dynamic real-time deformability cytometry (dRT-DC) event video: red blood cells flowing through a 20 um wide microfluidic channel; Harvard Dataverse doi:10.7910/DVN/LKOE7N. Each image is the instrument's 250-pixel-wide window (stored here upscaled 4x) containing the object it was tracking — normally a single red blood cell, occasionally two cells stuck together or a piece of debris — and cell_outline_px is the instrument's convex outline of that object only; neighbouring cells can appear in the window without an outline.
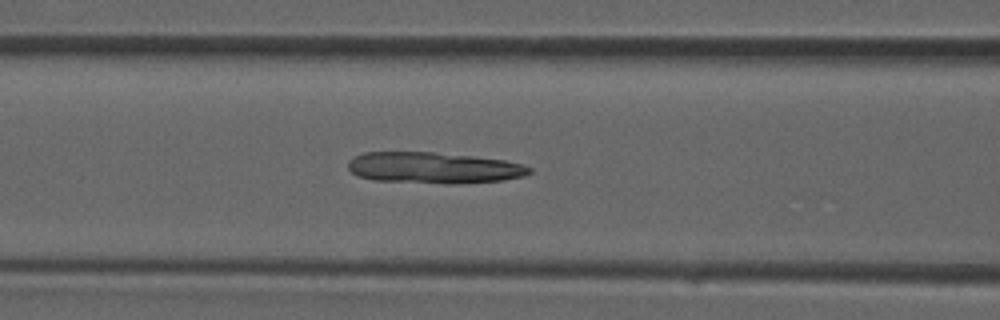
{"species": "common noctule bat (a hibernating species)", "species_latin": "Nyctalus noctula", "temperature_condition": "room temperature", "stored_images_in_passage": 31, "camera_frame_rate_fps": 3000, "um_per_image_px": 0.085, "animal": {"sex": "male", "forearm_length_mm": 52.5}, "frame": {"image": 1, "passage_image": 14, "time_ms": 4.333, "image_size_px": [1000, 320], "cell_outline_px": [[532, 172], [524, 176], [504, 180], [376, 180], [356, 176], [348, 168], [348, 160], [352, 156], [364, 152], [432, 152], [472, 156], [504, 160], [524, 164], [532, 168]], "centroid_in_image_um": [36.81, 14.19], "position_along_channel_um": 129.8, "area_um2": 31.27}}
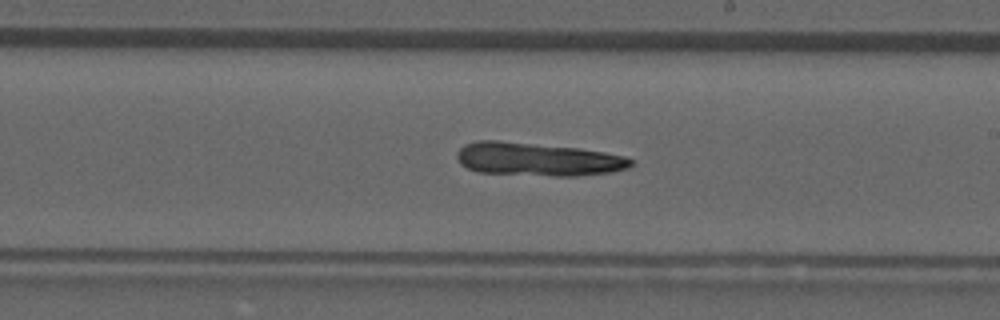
{"frame": {"image": 2, "passage_image": 20, "time_ms": 6.333, "image_size_px": [1000, 320], "cell_outline_px": [[632, 164], [628, 168], [612, 172], [576, 176], [556, 176], [476, 172], [460, 164], [456, 156], [456, 152], [464, 144], [476, 140], [500, 140], [580, 148], [604, 152], [624, 156], [632, 160]], "centroid_in_image_um": [45.66, 13.53], "position_along_channel_um": 243.3, "area_um2": 33.99}}
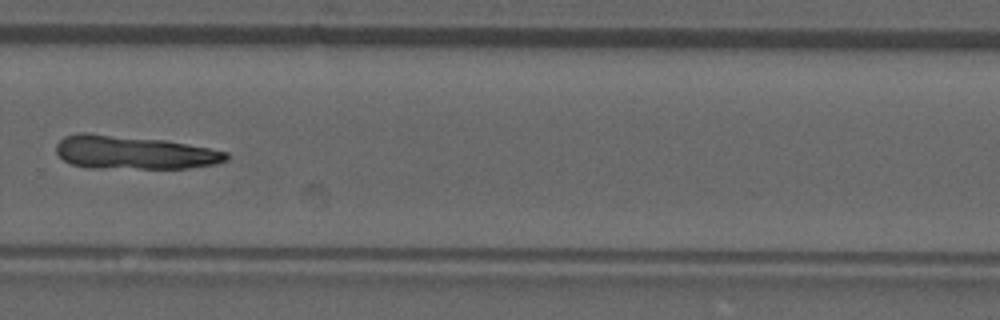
{"frame": {"image": 3, "passage_image": 24, "time_ms": 7.667, "image_size_px": [1000, 320], "cell_outline_px": [[228, 160], [216, 164], [188, 168], [88, 168], [72, 164], [64, 160], [56, 152], [56, 144], [64, 136], [80, 132], [84, 132], [164, 140], [208, 148], [228, 152]], "centroid_in_image_um": [11.35, 12.96], "position_along_channel_um": 318.4, "area_um2": 33.12}}